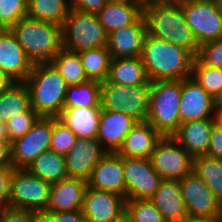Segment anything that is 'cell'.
<instances>
[{"mask_svg": "<svg viewBox=\"0 0 222 222\" xmlns=\"http://www.w3.org/2000/svg\"><path fill=\"white\" fill-rule=\"evenodd\" d=\"M53 117H40L22 137L10 142L11 164L26 169L42 152L50 150Z\"/></svg>", "mask_w": 222, "mask_h": 222, "instance_id": "11", "label": "cell"}, {"mask_svg": "<svg viewBox=\"0 0 222 222\" xmlns=\"http://www.w3.org/2000/svg\"><path fill=\"white\" fill-rule=\"evenodd\" d=\"M15 169L13 165L0 166V210L10 208L11 179Z\"/></svg>", "mask_w": 222, "mask_h": 222, "instance_id": "41", "label": "cell"}, {"mask_svg": "<svg viewBox=\"0 0 222 222\" xmlns=\"http://www.w3.org/2000/svg\"><path fill=\"white\" fill-rule=\"evenodd\" d=\"M101 82L89 80L78 85H68L64 108H101Z\"/></svg>", "mask_w": 222, "mask_h": 222, "instance_id": "33", "label": "cell"}, {"mask_svg": "<svg viewBox=\"0 0 222 222\" xmlns=\"http://www.w3.org/2000/svg\"><path fill=\"white\" fill-rule=\"evenodd\" d=\"M123 169L125 200L150 199L163 182L150 158L123 157Z\"/></svg>", "mask_w": 222, "mask_h": 222, "instance_id": "13", "label": "cell"}, {"mask_svg": "<svg viewBox=\"0 0 222 222\" xmlns=\"http://www.w3.org/2000/svg\"><path fill=\"white\" fill-rule=\"evenodd\" d=\"M87 185L93 189L112 192L125 198L123 157L116 152H107L93 168Z\"/></svg>", "mask_w": 222, "mask_h": 222, "instance_id": "17", "label": "cell"}, {"mask_svg": "<svg viewBox=\"0 0 222 222\" xmlns=\"http://www.w3.org/2000/svg\"><path fill=\"white\" fill-rule=\"evenodd\" d=\"M3 222H42V221H41V214L37 212L7 208L4 209Z\"/></svg>", "mask_w": 222, "mask_h": 222, "instance_id": "43", "label": "cell"}, {"mask_svg": "<svg viewBox=\"0 0 222 222\" xmlns=\"http://www.w3.org/2000/svg\"><path fill=\"white\" fill-rule=\"evenodd\" d=\"M181 6L199 46L222 40V11L218 0H184Z\"/></svg>", "mask_w": 222, "mask_h": 222, "instance_id": "8", "label": "cell"}, {"mask_svg": "<svg viewBox=\"0 0 222 222\" xmlns=\"http://www.w3.org/2000/svg\"><path fill=\"white\" fill-rule=\"evenodd\" d=\"M125 212L133 222H165L163 215L150 199L126 200Z\"/></svg>", "mask_w": 222, "mask_h": 222, "instance_id": "36", "label": "cell"}, {"mask_svg": "<svg viewBox=\"0 0 222 222\" xmlns=\"http://www.w3.org/2000/svg\"><path fill=\"white\" fill-rule=\"evenodd\" d=\"M27 17V0H0V20L10 29Z\"/></svg>", "mask_w": 222, "mask_h": 222, "instance_id": "39", "label": "cell"}, {"mask_svg": "<svg viewBox=\"0 0 222 222\" xmlns=\"http://www.w3.org/2000/svg\"><path fill=\"white\" fill-rule=\"evenodd\" d=\"M214 109L215 111H222V90L214 98Z\"/></svg>", "mask_w": 222, "mask_h": 222, "instance_id": "49", "label": "cell"}, {"mask_svg": "<svg viewBox=\"0 0 222 222\" xmlns=\"http://www.w3.org/2000/svg\"><path fill=\"white\" fill-rule=\"evenodd\" d=\"M12 165L10 159V142L8 138H0V166Z\"/></svg>", "mask_w": 222, "mask_h": 222, "instance_id": "46", "label": "cell"}, {"mask_svg": "<svg viewBox=\"0 0 222 222\" xmlns=\"http://www.w3.org/2000/svg\"><path fill=\"white\" fill-rule=\"evenodd\" d=\"M191 76L214 99L222 90V69L194 59Z\"/></svg>", "mask_w": 222, "mask_h": 222, "instance_id": "35", "label": "cell"}, {"mask_svg": "<svg viewBox=\"0 0 222 222\" xmlns=\"http://www.w3.org/2000/svg\"><path fill=\"white\" fill-rule=\"evenodd\" d=\"M136 123V119L123 112L102 110L97 140L107 152H117L126 135Z\"/></svg>", "mask_w": 222, "mask_h": 222, "instance_id": "20", "label": "cell"}, {"mask_svg": "<svg viewBox=\"0 0 222 222\" xmlns=\"http://www.w3.org/2000/svg\"><path fill=\"white\" fill-rule=\"evenodd\" d=\"M108 34L97 14L70 9L62 25V47L81 51L107 46Z\"/></svg>", "mask_w": 222, "mask_h": 222, "instance_id": "6", "label": "cell"}, {"mask_svg": "<svg viewBox=\"0 0 222 222\" xmlns=\"http://www.w3.org/2000/svg\"><path fill=\"white\" fill-rule=\"evenodd\" d=\"M69 12V0H27V16L30 18L62 26Z\"/></svg>", "mask_w": 222, "mask_h": 222, "instance_id": "30", "label": "cell"}, {"mask_svg": "<svg viewBox=\"0 0 222 222\" xmlns=\"http://www.w3.org/2000/svg\"><path fill=\"white\" fill-rule=\"evenodd\" d=\"M0 138H8L6 122L0 120Z\"/></svg>", "mask_w": 222, "mask_h": 222, "instance_id": "50", "label": "cell"}, {"mask_svg": "<svg viewBox=\"0 0 222 222\" xmlns=\"http://www.w3.org/2000/svg\"><path fill=\"white\" fill-rule=\"evenodd\" d=\"M78 54L89 80L103 82L108 79L112 57L107 47L84 49Z\"/></svg>", "mask_w": 222, "mask_h": 222, "instance_id": "32", "label": "cell"}, {"mask_svg": "<svg viewBox=\"0 0 222 222\" xmlns=\"http://www.w3.org/2000/svg\"><path fill=\"white\" fill-rule=\"evenodd\" d=\"M193 172L207 184L222 204V159L208 155L195 157Z\"/></svg>", "mask_w": 222, "mask_h": 222, "instance_id": "34", "label": "cell"}, {"mask_svg": "<svg viewBox=\"0 0 222 222\" xmlns=\"http://www.w3.org/2000/svg\"><path fill=\"white\" fill-rule=\"evenodd\" d=\"M183 222H222V219H208V218L188 217Z\"/></svg>", "mask_w": 222, "mask_h": 222, "instance_id": "48", "label": "cell"}, {"mask_svg": "<svg viewBox=\"0 0 222 222\" xmlns=\"http://www.w3.org/2000/svg\"><path fill=\"white\" fill-rule=\"evenodd\" d=\"M180 124L215 118L214 99L193 79H182Z\"/></svg>", "mask_w": 222, "mask_h": 222, "instance_id": "16", "label": "cell"}, {"mask_svg": "<svg viewBox=\"0 0 222 222\" xmlns=\"http://www.w3.org/2000/svg\"><path fill=\"white\" fill-rule=\"evenodd\" d=\"M4 221V210H0V222Z\"/></svg>", "mask_w": 222, "mask_h": 222, "instance_id": "56", "label": "cell"}, {"mask_svg": "<svg viewBox=\"0 0 222 222\" xmlns=\"http://www.w3.org/2000/svg\"><path fill=\"white\" fill-rule=\"evenodd\" d=\"M10 29L33 64L50 62L62 48V26L55 23L27 16Z\"/></svg>", "mask_w": 222, "mask_h": 222, "instance_id": "4", "label": "cell"}, {"mask_svg": "<svg viewBox=\"0 0 222 222\" xmlns=\"http://www.w3.org/2000/svg\"><path fill=\"white\" fill-rule=\"evenodd\" d=\"M146 33L154 38L171 42L189 51L195 58L199 44L186 23L181 2L155 1L144 5Z\"/></svg>", "mask_w": 222, "mask_h": 222, "instance_id": "1", "label": "cell"}, {"mask_svg": "<svg viewBox=\"0 0 222 222\" xmlns=\"http://www.w3.org/2000/svg\"><path fill=\"white\" fill-rule=\"evenodd\" d=\"M215 122L222 128V111H215Z\"/></svg>", "mask_w": 222, "mask_h": 222, "instance_id": "52", "label": "cell"}, {"mask_svg": "<svg viewBox=\"0 0 222 222\" xmlns=\"http://www.w3.org/2000/svg\"><path fill=\"white\" fill-rule=\"evenodd\" d=\"M150 200L161 212L165 222H183L189 217L179 180L163 179Z\"/></svg>", "mask_w": 222, "mask_h": 222, "instance_id": "23", "label": "cell"}, {"mask_svg": "<svg viewBox=\"0 0 222 222\" xmlns=\"http://www.w3.org/2000/svg\"><path fill=\"white\" fill-rule=\"evenodd\" d=\"M207 155L222 159V128L216 123L211 132Z\"/></svg>", "mask_w": 222, "mask_h": 222, "instance_id": "45", "label": "cell"}, {"mask_svg": "<svg viewBox=\"0 0 222 222\" xmlns=\"http://www.w3.org/2000/svg\"><path fill=\"white\" fill-rule=\"evenodd\" d=\"M107 80L124 86L151 85L140 57L112 58Z\"/></svg>", "mask_w": 222, "mask_h": 222, "instance_id": "27", "label": "cell"}, {"mask_svg": "<svg viewBox=\"0 0 222 222\" xmlns=\"http://www.w3.org/2000/svg\"><path fill=\"white\" fill-rule=\"evenodd\" d=\"M42 222H87L82 210L65 212H44L41 214Z\"/></svg>", "mask_w": 222, "mask_h": 222, "instance_id": "42", "label": "cell"}, {"mask_svg": "<svg viewBox=\"0 0 222 222\" xmlns=\"http://www.w3.org/2000/svg\"><path fill=\"white\" fill-rule=\"evenodd\" d=\"M87 186V181L81 178H67L51 184L45 212L82 210Z\"/></svg>", "mask_w": 222, "mask_h": 222, "instance_id": "21", "label": "cell"}, {"mask_svg": "<svg viewBox=\"0 0 222 222\" xmlns=\"http://www.w3.org/2000/svg\"><path fill=\"white\" fill-rule=\"evenodd\" d=\"M125 201L118 194L87 186L82 213L87 222H113L125 212Z\"/></svg>", "mask_w": 222, "mask_h": 222, "instance_id": "14", "label": "cell"}, {"mask_svg": "<svg viewBox=\"0 0 222 222\" xmlns=\"http://www.w3.org/2000/svg\"><path fill=\"white\" fill-rule=\"evenodd\" d=\"M31 108L41 117H58L64 108L67 84L50 63H36L24 81Z\"/></svg>", "mask_w": 222, "mask_h": 222, "instance_id": "3", "label": "cell"}, {"mask_svg": "<svg viewBox=\"0 0 222 222\" xmlns=\"http://www.w3.org/2000/svg\"><path fill=\"white\" fill-rule=\"evenodd\" d=\"M77 136L58 117H53L50 150L66 155L76 142Z\"/></svg>", "mask_w": 222, "mask_h": 222, "instance_id": "37", "label": "cell"}, {"mask_svg": "<svg viewBox=\"0 0 222 222\" xmlns=\"http://www.w3.org/2000/svg\"><path fill=\"white\" fill-rule=\"evenodd\" d=\"M189 217L222 219V204L194 172L179 180Z\"/></svg>", "mask_w": 222, "mask_h": 222, "instance_id": "12", "label": "cell"}, {"mask_svg": "<svg viewBox=\"0 0 222 222\" xmlns=\"http://www.w3.org/2000/svg\"><path fill=\"white\" fill-rule=\"evenodd\" d=\"M161 137L147 121H137L116 153L122 157L150 158Z\"/></svg>", "mask_w": 222, "mask_h": 222, "instance_id": "24", "label": "cell"}, {"mask_svg": "<svg viewBox=\"0 0 222 222\" xmlns=\"http://www.w3.org/2000/svg\"><path fill=\"white\" fill-rule=\"evenodd\" d=\"M33 65L11 29L0 33V69L15 82H24Z\"/></svg>", "mask_w": 222, "mask_h": 222, "instance_id": "18", "label": "cell"}, {"mask_svg": "<svg viewBox=\"0 0 222 222\" xmlns=\"http://www.w3.org/2000/svg\"><path fill=\"white\" fill-rule=\"evenodd\" d=\"M108 0H69L70 9L97 14Z\"/></svg>", "mask_w": 222, "mask_h": 222, "instance_id": "44", "label": "cell"}, {"mask_svg": "<svg viewBox=\"0 0 222 222\" xmlns=\"http://www.w3.org/2000/svg\"><path fill=\"white\" fill-rule=\"evenodd\" d=\"M26 169L50 184L68 178L65 156L52 150L42 152Z\"/></svg>", "mask_w": 222, "mask_h": 222, "instance_id": "28", "label": "cell"}, {"mask_svg": "<svg viewBox=\"0 0 222 222\" xmlns=\"http://www.w3.org/2000/svg\"><path fill=\"white\" fill-rule=\"evenodd\" d=\"M145 4L110 2L97 13L107 34L134 24L142 15Z\"/></svg>", "mask_w": 222, "mask_h": 222, "instance_id": "25", "label": "cell"}, {"mask_svg": "<svg viewBox=\"0 0 222 222\" xmlns=\"http://www.w3.org/2000/svg\"><path fill=\"white\" fill-rule=\"evenodd\" d=\"M41 116L35 112L31 107L20 114L6 122V129L8 134V141L24 136L37 122Z\"/></svg>", "mask_w": 222, "mask_h": 222, "instance_id": "38", "label": "cell"}, {"mask_svg": "<svg viewBox=\"0 0 222 222\" xmlns=\"http://www.w3.org/2000/svg\"><path fill=\"white\" fill-rule=\"evenodd\" d=\"M8 28L3 24V22L0 20V33L5 32Z\"/></svg>", "mask_w": 222, "mask_h": 222, "instance_id": "54", "label": "cell"}, {"mask_svg": "<svg viewBox=\"0 0 222 222\" xmlns=\"http://www.w3.org/2000/svg\"><path fill=\"white\" fill-rule=\"evenodd\" d=\"M150 85L124 86L101 82V109L120 111L137 121H146L149 111Z\"/></svg>", "mask_w": 222, "mask_h": 222, "instance_id": "7", "label": "cell"}, {"mask_svg": "<svg viewBox=\"0 0 222 222\" xmlns=\"http://www.w3.org/2000/svg\"><path fill=\"white\" fill-rule=\"evenodd\" d=\"M151 82L190 77L195 57L182 47L146 34L140 56Z\"/></svg>", "mask_w": 222, "mask_h": 222, "instance_id": "2", "label": "cell"}, {"mask_svg": "<svg viewBox=\"0 0 222 222\" xmlns=\"http://www.w3.org/2000/svg\"><path fill=\"white\" fill-rule=\"evenodd\" d=\"M150 160L163 179L180 180L193 172L194 158L172 136L157 141Z\"/></svg>", "mask_w": 222, "mask_h": 222, "instance_id": "10", "label": "cell"}, {"mask_svg": "<svg viewBox=\"0 0 222 222\" xmlns=\"http://www.w3.org/2000/svg\"><path fill=\"white\" fill-rule=\"evenodd\" d=\"M67 85H78L89 81L77 51L61 48L50 61Z\"/></svg>", "mask_w": 222, "mask_h": 222, "instance_id": "31", "label": "cell"}, {"mask_svg": "<svg viewBox=\"0 0 222 222\" xmlns=\"http://www.w3.org/2000/svg\"><path fill=\"white\" fill-rule=\"evenodd\" d=\"M15 83L2 69H0V95Z\"/></svg>", "mask_w": 222, "mask_h": 222, "instance_id": "47", "label": "cell"}, {"mask_svg": "<svg viewBox=\"0 0 222 222\" xmlns=\"http://www.w3.org/2000/svg\"><path fill=\"white\" fill-rule=\"evenodd\" d=\"M31 107L30 94L24 82H15L0 95V120H8L20 116Z\"/></svg>", "mask_w": 222, "mask_h": 222, "instance_id": "29", "label": "cell"}, {"mask_svg": "<svg viewBox=\"0 0 222 222\" xmlns=\"http://www.w3.org/2000/svg\"><path fill=\"white\" fill-rule=\"evenodd\" d=\"M113 222H133V221L130 218V216L126 212H124Z\"/></svg>", "mask_w": 222, "mask_h": 222, "instance_id": "51", "label": "cell"}, {"mask_svg": "<svg viewBox=\"0 0 222 222\" xmlns=\"http://www.w3.org/2000/svg\"><path fill=\"white\" fill-rule=\"evenodd\" d=\"M110 2H126L134 4H145L144 0H108Z\"/></svg>", "mask_w": 222, "mask_h": 222, "instance_id": "53", "label": "cell"}, {"mask_svg": "<svg viewBox=\"0 0 222 222\" xmlns=\"http://www.w3.org/2000/svg\"><path fill=\"white\" fill-rule=\"evenodd\" d=\"M51 184L27 169H15L10 187V208L42 214L49 203Z\"/></svg>", "mask_w": 222, "mask_h": 222, "instance_id": "9", "label": "cell"}, {"mask_svg": "<svg viewBox=\"0 0 222 222\" xmlns=\"http://www.w3.org/2000/svg\"><path fill=\"white\" fill-rule=\"evenodd\" d=\"M182 80L151 82L146 121L162 136H173L180 125Z\"/></svg>", "mask_w": 222, "mask_h": 222, "instance_id": "5", "label": "cell"}, {"mask_svg": "<svg viewBox=\"0 0 222 222\" xmlns=\"http://www.w3.org/2000/svg\"><path fill=\"white\" fill-rule=\"evenodd\" d=\"M101 108H63L58 118L77 138H97Z\"/></svg>", "mask_w": 222, "mask_h": 222, "instance_id": "26", "label": "cell"}, {"mask_svg": "<svg viewBox=\"0 0 222 222\" xmlns=\"http://www.w3.org/2000/svg\"><path fill=\"white\" fill-rule=\"evenodd\" d=\"M215 118L181 123L172 136L189 154L195 158L207 155Z\"/></svg>", "mask_w": 222, "mask_h": 222, "instance_id": "22", "label": "cell"}, {"mask_svg": "<svg viewBox=\"0 0 222 222\" xmlns=\"http://www.w3.org/2000/svg\"><path fill=\"white\" fill-rule=\"evenodd\" d=\"M106 153L97 138H77L74 146L65 155L68 178L87 181L93 168Z\"/></svg>", "mask_w": 222, "mask_h": 222, "instance_id": "15", "label": "cell"}, {"mask_svg": "<svg viewBox=\"0 0 222 222\" xmlns=\"http://www.w3.org/2000/svg\"><path fill=\"white\" fill-rule=\"evenodd\" d=\"M146 34L142 15L134 24L109 33L106 47L112 58L140 57Z\"/></svg>", "mask_w": 222, "mask_h": 222, "instance_id": "19", "label": "cell"}, {"mask_svg": "<svg viewBox=\"0 0 222 222\" xmlns=\"http://www.w3.org/2000/svg\"><path fill=\"white\" fill-rule=\"evenodd\" d=\"M155 1H173V0H144L145 4Z\"/></svg>", "mask_w": 222, "mask_h": 222, "instance_id": "55", "label": "cell"}, {"mask_svg": "<svg viewBox=\"0 0 222 222\" xmlns=\"http://www.w3.org/2000/svg\"><path fill=\"white\" fill-rule=\"evenodd\" d=\"M218 3H219V6H220V9L222 11V0H218Z\"/></svg>", "mask_w": 222, "mask_h": 222, "instance_id": "57", "label": "cell"}, {"mask_svg": "<svg viewBox=\"0 0 222 222\" xmlns=\"http://www.w3.org/2000/svg\"><path fill=\"white\" fill-rule=\"evenodd\" d=\"M196 58L202 64L222 69V40L209 41L200 45Z\"/></svg>", "mask_w": 222, "mask_h": 222, "instance_id": "40", "label": "cell"}]
</instances>
